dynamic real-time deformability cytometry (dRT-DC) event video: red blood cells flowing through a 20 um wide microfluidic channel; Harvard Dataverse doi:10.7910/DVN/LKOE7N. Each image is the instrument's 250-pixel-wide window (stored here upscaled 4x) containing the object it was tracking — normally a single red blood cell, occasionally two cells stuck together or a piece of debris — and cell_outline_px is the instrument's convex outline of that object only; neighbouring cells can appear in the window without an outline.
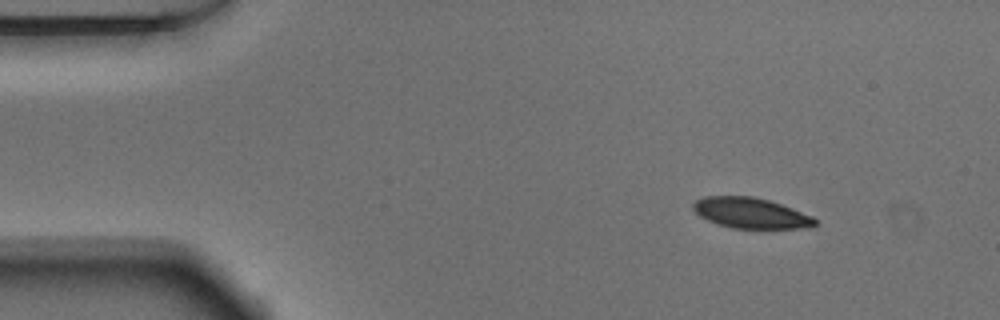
{"species": "Egyptian fruit bat (a non-hibernating species)", "species_latin": "Rousettus aegyptiacus", "temperature_condition": "warm", "stored_images_in_passage": 47, "camera_frame_rate_fps": 3000, "um_per_image_px": 0.085, "animal": {"sex": "male"}, "frame": {"image": 1, "passage_image": 1, "time_ms": 0.0, "image_size_px": [1000, 320], "cell_outline_px": [[816, 224], [812, 228], [732, 228], [716, 224], [700, 216], [692, 208], [692, 204], [696, 200], [704, 196], [752, 196], [768, 200], [792, 208], [812, 216], [816, 220]], "centroid_in_image_um": [63.8, 18.11], "position_along_channel_um": 21.2, "area_um2": 21.68}}
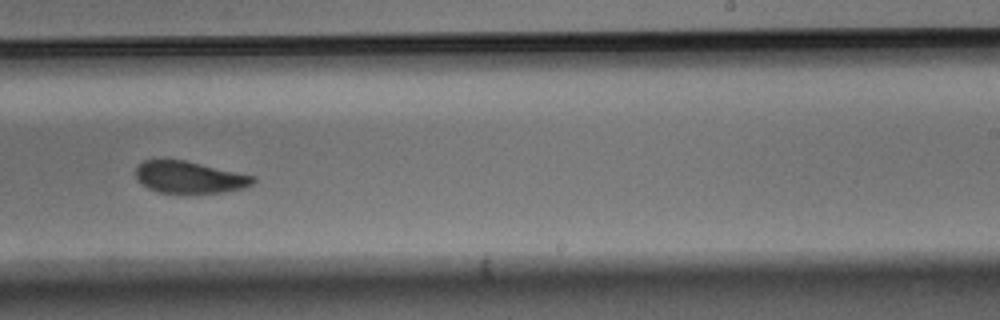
{"frame": {"image": 2, "passage_image": 27, "time_ms": 8.667, "image_size_px": [1000, 320], "cell_outline_px": [[256, 180], [252, 184], [244, 188], [224, 192], [160, 192], [148, 188], [136, 176], [136, 168], [144, 160], [184, 160], [256, 176]], "centroid_in_image_um": [16.15, 15.06], "position_along_channel_um": 272.8, "area_um2": 21.39}}
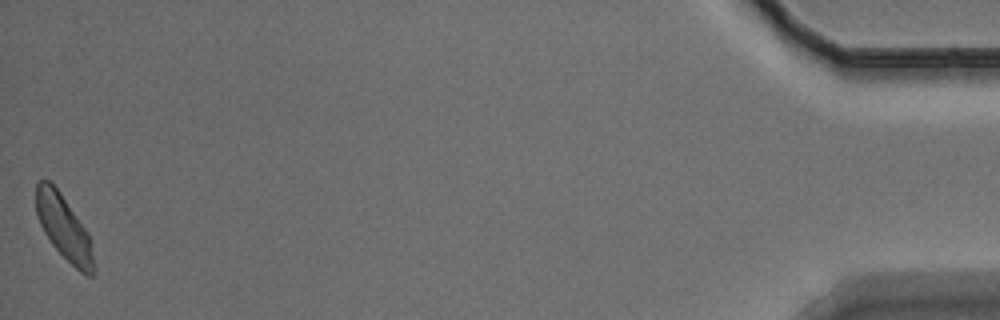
{"frame": {"image": 3, "passage_image": 47, "time_ms": 15.333, "image_size_px": [1000, 320], "cell_outline_px": [[96, 272], [92, 276], [84, 276], [52, 244], [44, 232], [40, 224], [36, 212], [36, 184], [40, 180], [48, 180], [60, 192], [88, 232], [96, 268]], "centroid_in_image_um": [5.45, 19.38], "position_along_channel_um": 429.7, "area_um2": 21.5}, "authors_computed_cell_mechanics": {"area_um2": 23.12, "velocity_mm_per_s": 3.8099, "shape_relaxation_time_tau1_ms": 2.0953, "shape_relaxation_time_tau2_ms": 2.5714, "deformation_change_tau1": 0.0982, "deformation_change_tau2": 0.0589}}